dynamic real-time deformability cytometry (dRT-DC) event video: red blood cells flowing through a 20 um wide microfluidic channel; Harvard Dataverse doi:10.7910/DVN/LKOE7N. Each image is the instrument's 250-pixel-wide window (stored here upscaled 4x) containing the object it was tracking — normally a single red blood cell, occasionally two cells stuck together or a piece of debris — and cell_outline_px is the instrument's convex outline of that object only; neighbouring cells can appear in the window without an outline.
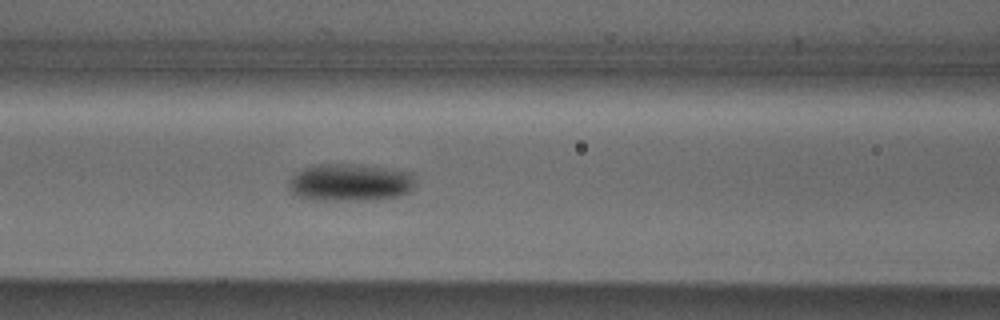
{"species": "Egyptian fruit bat (a non-hibernating species)", "species_latin": "Rousettus aegyptiacus", "temperature_condition": "cold", "stored_images_in_passage": 39, "camera_frame_rate_fps": 3000, "um_per_image_px": 0.085, "animal": {"sex": "male"}, "frame": {"image": 1, "passage_image": 10, "time_ms": 3.0, "image_size_px": [1000, 320], "cell_outline_px": [[416, 176], [412, 188], [408, 192], [396, 196], [368, 200], [316, 200], [300, 196], [292, 192], [288, 184], [292, 176], [296, 172], [312, 164], [364, 164], [412, 172]], "centroid_in_image_um": [29.77, 15.48], "position_along_channel_um": 136.8, "area_um2": 27.74}}
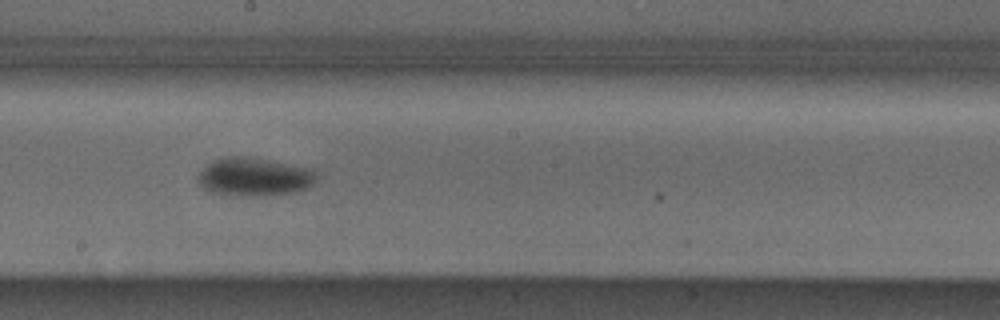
{"frame": {"image": 2, "passage_image": 17, "time_ms": 5.333, "image_size_px": [1000, 320], "cell_outline_px": [[316, 180], [308, 188], [296, 192], [256, 196], [228, 196], [212, 192], [204, 188], [200, 184], [196, 176], [204, 164], [220, 156], [252, 156], [316, 168]], "centroid_in_image_um": [21.6, 15.0], "position_along_channel_um": 226.6, "area_um2": 27.51}}
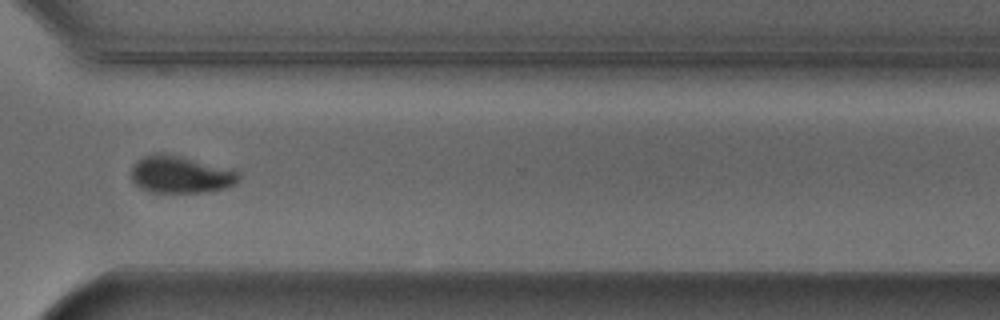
{"frame": {"image": 3, "passage_image": 27, "time_ms": 8.667, "image_size_px": [1000, 320], "cell_outline_px": [[240, 180], [236, 184], [224, 188], [204, 192], [152, 192], [140, 188], [132, 180], [132, 164], [136, 160], [144, 156], [156, 152], [164, 152], [236, 168], [240, 176]], "centroid_in_image_um": [15.39, 14.8], "position_along_channel_um": 355.2, "area_um2": 23.93}, "authors_computed_cell_mechanics": {"area_um2": 24.854, "velocity_mm_per_s": 3.8583, "shape_relaxation_time_tau1_ms": 1.7058, "shape_relaxation_time_tau2_ms": null, "deformation_change_tau1": 0.1164, "deformation_change_tau2": null}}